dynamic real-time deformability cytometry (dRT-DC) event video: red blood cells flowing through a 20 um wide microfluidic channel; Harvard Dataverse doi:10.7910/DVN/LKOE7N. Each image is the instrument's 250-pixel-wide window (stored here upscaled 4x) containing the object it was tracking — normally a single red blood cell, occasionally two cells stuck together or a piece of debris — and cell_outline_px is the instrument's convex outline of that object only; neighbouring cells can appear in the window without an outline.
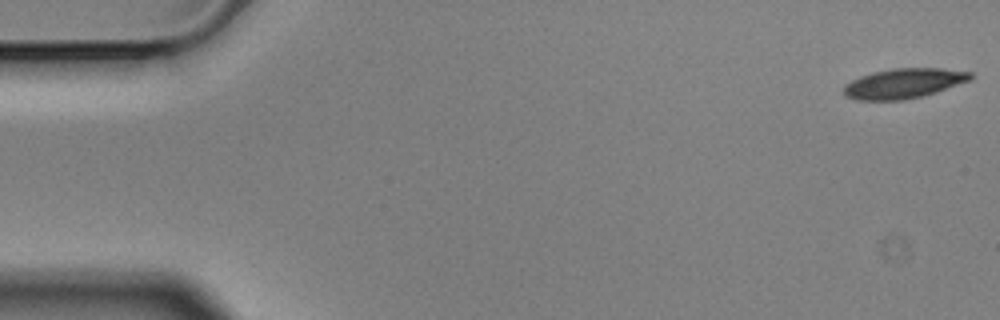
{"species": "Egyptian fruit bat (a non-hibernating species)", "species_latin": "Rousettus aegyptiacus", "temperature_condition": "cold", "stored_images_in_passage": 58, "segment_of_instrument_passage": [1, 2], "camera_frame_rate_fps": 3000, "um_per_image_px": 0.085, "animal": {"sex": "male"}, "frame": {"image": 1, "passage_image": 1, "time_ms": 0.0, "image_size_px": [1000, 320], "cell_outline_px": [[972, 80], [924, 96], [904, 100], [856, 100], [844, 96], [844, 84], [860, 76], [872, 72], [892, 68], [940, 68], [972, 72]], "centroid_in_image_um": [76.81, 7.09], "position_along_channel_um": 8.2, "area_um2": 22.31}}
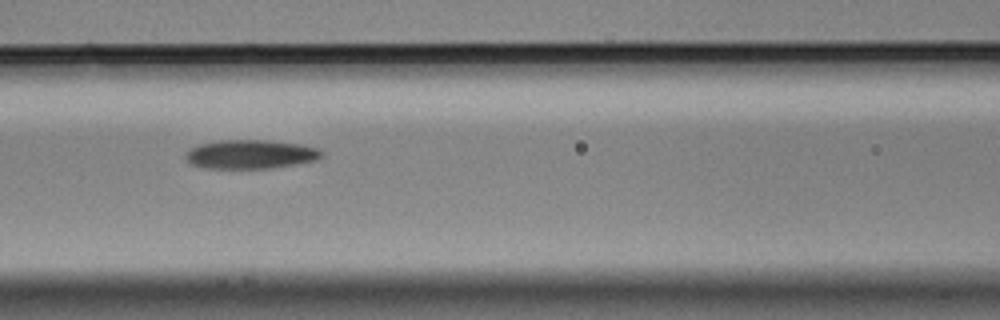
{"frame": {"image": 2, "passage_image": 24, "time_ms": 7.667, "image_size_px": [1000, 320], "cell_outline_px": [[324, 156], [316, 160], [272, 168], [204, 168], [192, 164], [184, 156], [184, 152], [200, 144], [220, 140], [268, 140], [300, 144], [320, 148], [324, 152]], "centroid_in_image_um": [21.33, 13.11], "position_along_channel_um": 145.3, "area_um2": 23.0}}
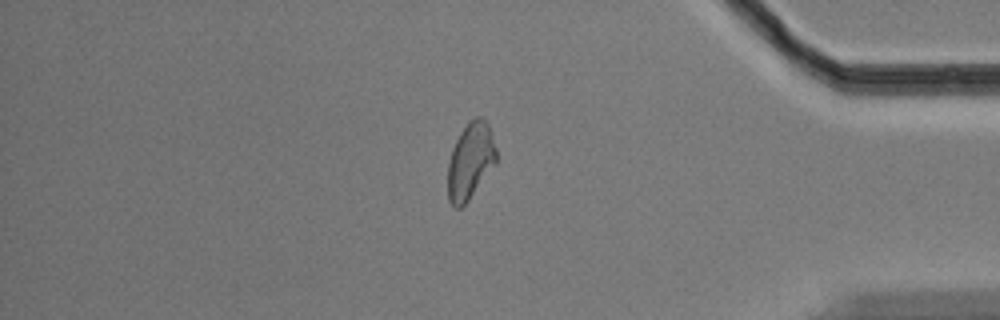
{"frame": {"image": 3, "passage_image": 48, "time_ms": 15.667, "image_size_px": [1000, 320], "cell_outline_px": [[496, 164], [468, 200], [460, 208], [456, 208], [448, 200], [448, 164], [452, 148], [460, 132], [468, 120], [476, 116], [480, 116], [488, 124], [496, 148]], "centroid_in_image_um": [39.98, 13.66], "position_along_channel_um": 395.2, "area_um2": 21.56}}